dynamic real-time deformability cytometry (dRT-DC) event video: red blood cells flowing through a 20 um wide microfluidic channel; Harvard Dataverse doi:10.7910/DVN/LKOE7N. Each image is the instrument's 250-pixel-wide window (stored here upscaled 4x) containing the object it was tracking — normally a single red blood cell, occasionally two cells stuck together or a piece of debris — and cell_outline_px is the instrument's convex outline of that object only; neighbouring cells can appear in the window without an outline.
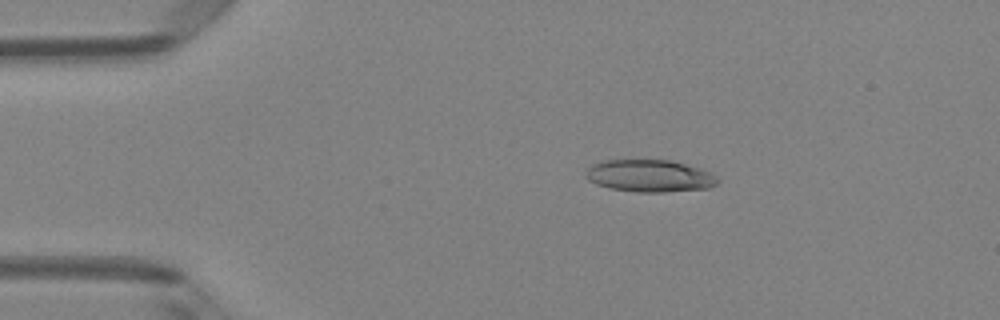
{"species": "Egyptian fruit bat (a non-hibernating species)", "species_latin": "Rousettus aegyptiacus", "temperature_condition": "room temperature", "stored_images_in_passage": 6, "camera_frame_rate_fps": 3000, "um_per_image_px": 0.085, "animal": {"sex": "female"}, "frame": {"image": 1, "passage_image": 3, "time_ms": 0.667, "image_size_px": [1000, 320], "cell_outline_px": [[720, 180], [716, 184], [708, 188], [664, 192], [636, 192], [608, 188], [596, 184], [588, 180], [584, 176], [584, 172], [592, 164], [604, 160], [672, 160], [712, 172]], "centroid_in_image_um": [55.2, 14.95], "position_along_channel_um": 29.8, "area_um2": 24.97}}
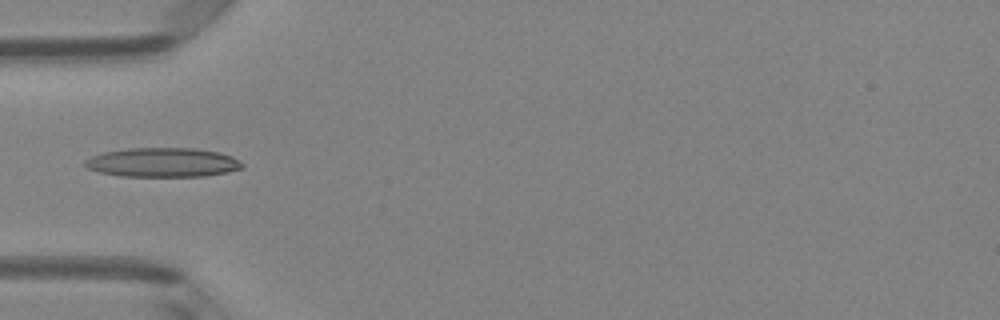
{"frame": {"image": 2, "passage_image": 5, "time_ms": 1.333, "image_size_px": [1000, 320], "cell_outline_px": [[244, 168], [228, 172], [204, 176], [120, 176], [100, 172], [88, 168], [80, 164], [84, 160], [92, 156], [104, 152], [128, 148], [196, 148], [216, 152], [232, 156], [244, 164]], "centroid_in_image_um": [13.81, 13.8], "position_along_channel_um": 71.2, "area_um2": 26.88}}
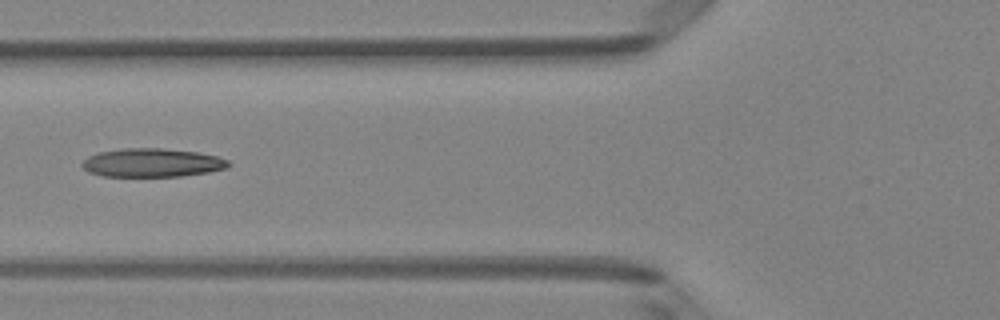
{"frame": {"image": 3, "passage_image": 6, "time_ms": 1.667, "image_size_px": [1000, 320], "cell_outline_px": [[232, 164], [224, 168], [208, 172], [180, 176], [104, 176], [88, 172], [80, 164], [88, 156], [100, 152], [120, 148], [160, 148], [196, 152], [216, 156], [228, 160]], "centroid_in_image_um": [12.9, 13.83], "position_along_channel_um": 112.9, "area_um2": 24.22}}